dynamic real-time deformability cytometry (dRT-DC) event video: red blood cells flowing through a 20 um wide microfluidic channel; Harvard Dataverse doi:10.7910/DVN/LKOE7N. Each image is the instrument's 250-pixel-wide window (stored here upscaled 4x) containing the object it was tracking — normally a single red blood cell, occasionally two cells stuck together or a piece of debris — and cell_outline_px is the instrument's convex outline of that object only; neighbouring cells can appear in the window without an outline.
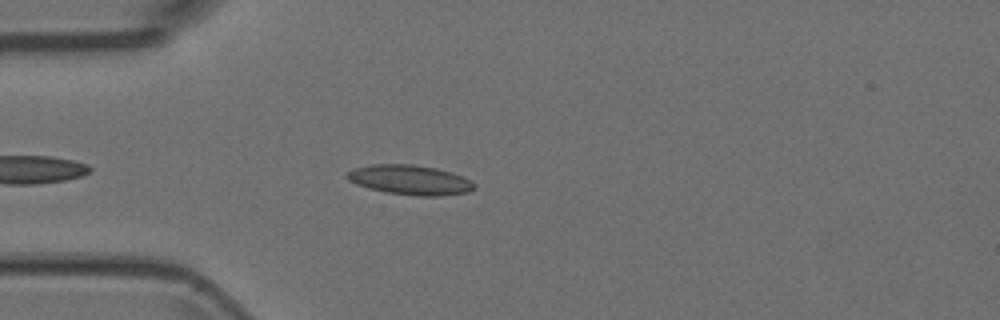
{"species": "Egyptian fruit bat (a non-hibernating species)", "species_latin": "Rousettus aegyptiacus", "temperature_condition": "room temperature", "stored_images_in_passage": 5, "camera_frame_rate_fps": 3000, "um_per_image_px": 0.085, "animal": {"sex": "female"}, "frame": {"image": 1, "passage_image": 5, "time_ms": 1.333, "image_size_px": [1000, 320], "cell_outline_px": [[476, 188], [468, 192], [440, 196], [416, 196], [388, 192], [368, 188], [356, 184], [348, 180], [344, 176], [352, 168], [372, 164], [412, 164], [436, 168], [452, 172], [472, 180], [476, 184]], "centroid_in_image_um": [34.86, 15.29], "position_along_channel_um": 50.1, "area_um2": 22.25}}